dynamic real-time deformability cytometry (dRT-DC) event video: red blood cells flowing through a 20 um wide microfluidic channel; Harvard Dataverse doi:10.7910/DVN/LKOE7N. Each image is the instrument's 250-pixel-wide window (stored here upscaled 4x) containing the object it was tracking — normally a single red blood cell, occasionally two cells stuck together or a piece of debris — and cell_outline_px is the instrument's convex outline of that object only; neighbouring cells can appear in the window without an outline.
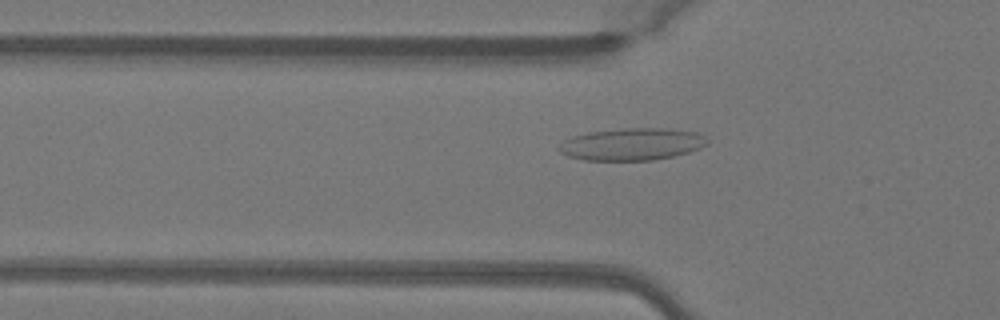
{"species": "Egyptian fruit bat (a non-hibernating species)", "species_latin": "Rousettus aegyptiacus", "temperature_condition": "warm", "stored_images_in_passage": 49, "camera_frame_rate_fps": 3000, "um_per_image_px": 0.085, "animal": {"sex": "female"}, "frame": {"image": 1, "passage_image": 16, "time_ms": 5.0, "image_size_px": [1000, 320], "cell_outline_px": [[708, 144], [700, 148], [688, 152], [672, 156], [652, 160], [584, 160], [568, 156], [560, 152], [560, 144], [564, 140], [572, 136], [588, 132], [628, 128], [664, 128], [696, 132], [704, 136], [708, 140]], "centroid_in_image_um": [53.72, 12.25], "position_along_channel_um": 72.1, "area_um2": 27.63}}
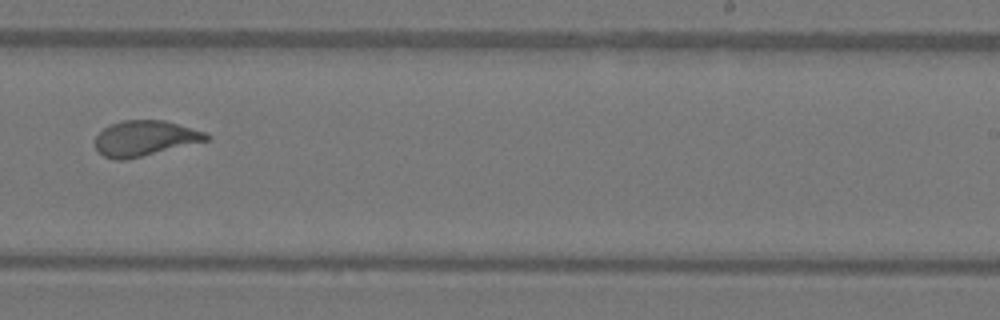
{"frame": {"image": 2, "passage_image": 31, "time_ms": 10.0, "image_size_px": [1000, 320], "cell_outline_px": [[212, 136], [208, 140], [124, 160], [116, 160], [104, 156], [96, 148], [96, 136], [104, 128], [120, 120], [164, 120], [208, 132]], "centroid_in_image_um": [12.34, 11.74], "position_along_channel_um": 276.7, "area_um2": 22.72}}
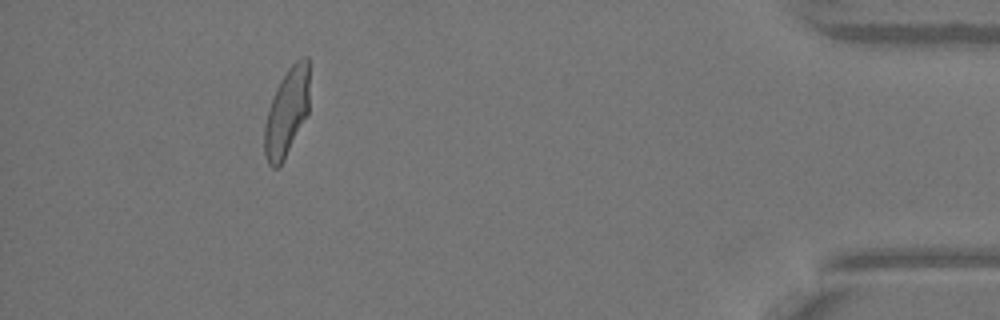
{"frame": {"image": 3, "passage_image": 45, "time_ms": 14.667, "image_size_px": [1000, 320], "cell_outline_px": [[308, 112], [284, 160], [276, 168], [272, 168], [268, 164], [264, 156], [264, 124], [268, 108], [276, 88], [280, 80], [288, 68], [296, 60], [304, 56], [308, 56]], "centroid_in_image_um": [24.34, 9.55], "position_along_channel_um": 410.9, "area_um2": 22.95}, "authors_computed_cell_mechanics": {"area_um2": 23.5824, "velocity_mm_per_s": 4.0895, "shape_relaxation_time_tau1_ms": 4.8123, "shape_relaxation_time_tau2_ms": 0.7695, "deformation_change_tau1": 0.183, "deformation_change_tau2": 0.0574}}